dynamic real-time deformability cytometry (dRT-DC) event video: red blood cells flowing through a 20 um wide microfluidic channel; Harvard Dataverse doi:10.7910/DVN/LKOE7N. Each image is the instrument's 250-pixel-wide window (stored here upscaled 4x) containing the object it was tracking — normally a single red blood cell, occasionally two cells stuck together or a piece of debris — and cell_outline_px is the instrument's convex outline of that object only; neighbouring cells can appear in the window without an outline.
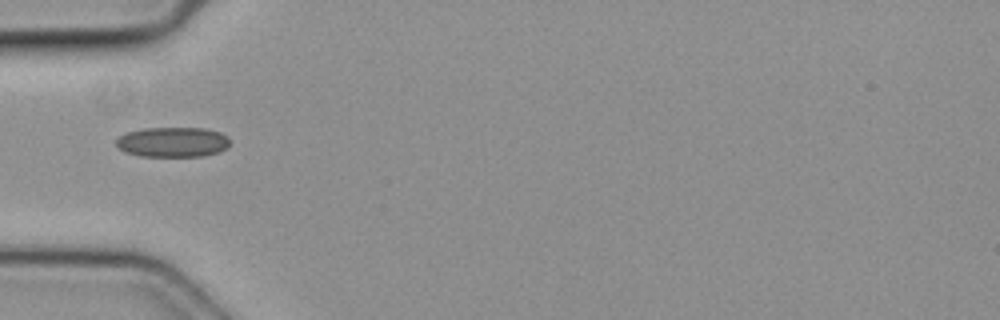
{"species": "common noctule bat (a hibernating species)", "species_latin": "Nyctalus noctula", "temperature_condition": "cold", "stored_images_in_passage": 23, "camera_frame_rate_fps": 3000, "um_per_image_px": 0.085, "animal": {"sex": "female", "body_mass_g": 19.3, "forearm_length_mm": 54.1}, "frame": {"image": 1, "passage_image": 1, "time_ms": 0.0, "image_size_px": [1000, 320], "cell_outline_px": [[228, 148], [204, 156], [140, 156], [124, 152], [116, 144], [116, 140], [120, 136], [128, 132], [144, 128], [204, 128], [220, 132], [228, 136]], "centroid_in_image_um": [14.68, 12.07], "position_along_channel_um": 70.3, "area_um2": 19.83}}
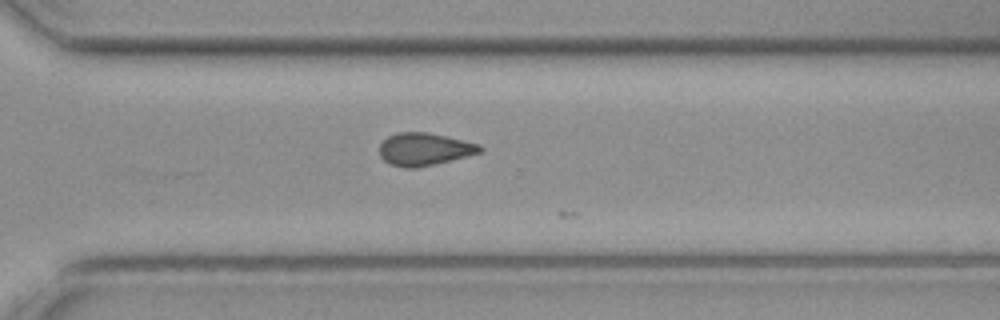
{"frame": {"image": 2, "passage_image": 20, "time_ms": 6.333, "image_size_px": [1000, 320], "cell_outline_px": [[484, 148], [480, 152], [416, 168], [404, 168], [392, 164], [384, 160], [380, 156], [380, 144], [388, 136], [396, 132], [428, 132], [480, 144]], "centroid_in_image_um": [36.04, 12.66], "position_along_channel_um": 334.6, "area_um2": 18.79}}